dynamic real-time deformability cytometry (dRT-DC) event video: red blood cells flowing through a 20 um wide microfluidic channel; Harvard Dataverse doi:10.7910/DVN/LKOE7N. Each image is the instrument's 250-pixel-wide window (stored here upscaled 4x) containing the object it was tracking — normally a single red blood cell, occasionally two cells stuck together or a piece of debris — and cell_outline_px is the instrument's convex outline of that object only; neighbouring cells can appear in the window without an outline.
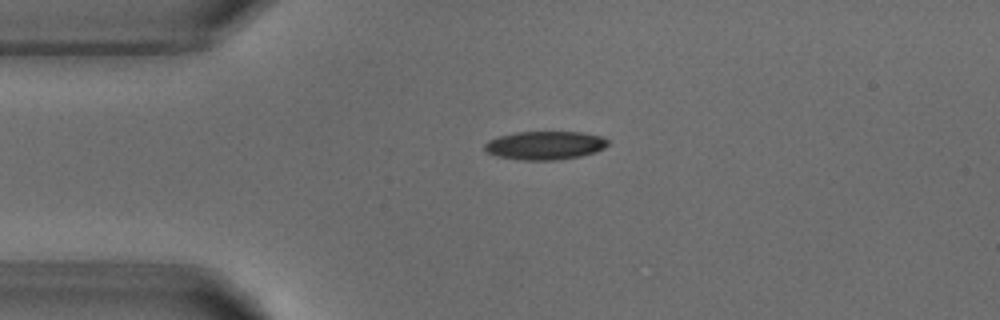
{"species": "common noctule bat (a hibernating species)", "species_latin": "Nyctalus noctula", "temperature_condition": "warm", "stored_images_in_passage": 4, "camera_frame_rate_fps": 3000, "um_per_image_px": 0.085, "animal": {"sex": "male", "body_mass_g": 18.8}, "frame": {"image": 1, "passage_image": 1, "time_ms": 0.0, "image_size_px": [1000, 320], "cell_outline_px": [[608, 144], [604, 148], [596, 152], [580, 156], [556, 160], [524, 160], [496, 156], [488, 152], [484, 148], [484, 144], [488, 140], [500, 136], [516, 132], [580, 132], [604, 136], [608, 140]], "centroid_in_image_um": [46.35, 12.35], "position_along_channel_um": 38.7, "area_um2": 20.46}}
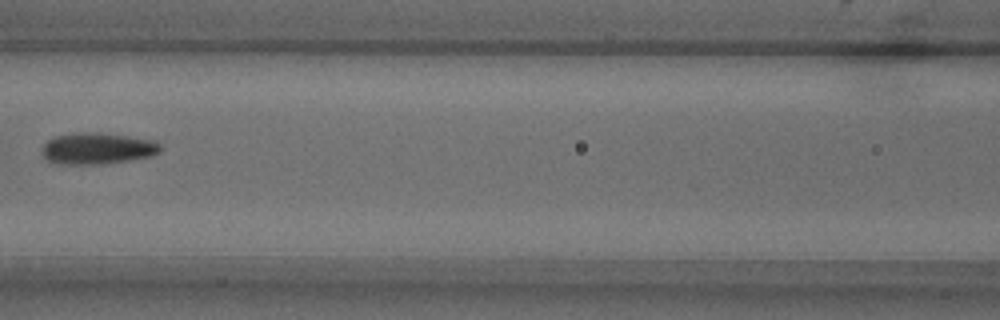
{"frame": {"image": 2, "passage_image": 4, "time_ms": 3.667, "image_size_px": [1000, 320], "cell_outline_px": [[160, 152], [152, 156], [128, 160], [100, 164], [56, 164], [48, 160], [40, 152], [44, 144], [48, 140], [56, 136], [72, 132], [100, 132], [156, 140], [160, 144]], "centroid_in_image_um": [8.27, 12.61], "position_along_channel_um": 158.3, "area_um2": 21.91}}